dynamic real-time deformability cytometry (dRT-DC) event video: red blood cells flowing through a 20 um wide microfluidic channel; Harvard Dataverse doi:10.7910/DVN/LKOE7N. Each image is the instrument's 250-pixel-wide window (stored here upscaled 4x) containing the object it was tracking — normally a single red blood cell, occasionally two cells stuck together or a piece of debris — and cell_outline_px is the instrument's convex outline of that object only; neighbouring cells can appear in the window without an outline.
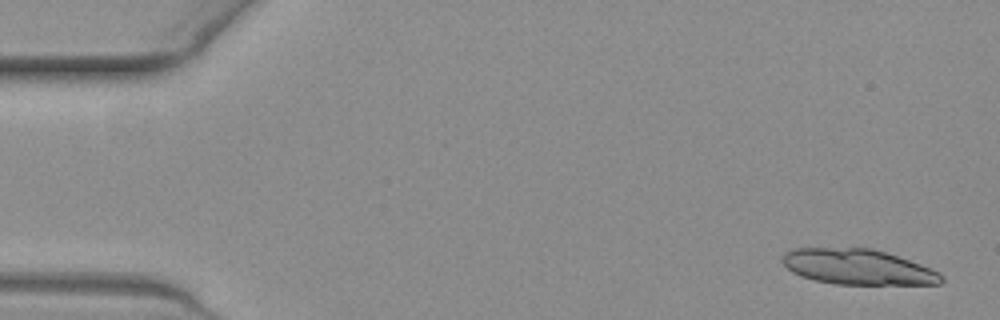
{"species": "common noctule bat (a hibernating species)", "species_latin": "Nyctalus noctula", "temperature_condition": "warm", "stored_images_in_passage": 11, "camera_frame_rate_fps": 3000, "um_per_image_px": 0.085, "animal": {"sex": "female", "body_mass_g": 19.3, "forearm_length_mm": 54.1}, "frame": {"image": 1, "passage_image": 2, "time_ms": 0.333, "image_size_px": [1000, 320], "cell_outline_px": [[944, 280], [940, 284], [836, 284], [816, 280], [800, 276], [792, 272], [780, 260], [784, 252], [796, 248], [872, 248], [920, 264], [940, 272], [944, 276]], "centroid_in_image_um": [72.9, 22.69], "position_along_channel_um": 12.1, "area_um2": 32.66}}